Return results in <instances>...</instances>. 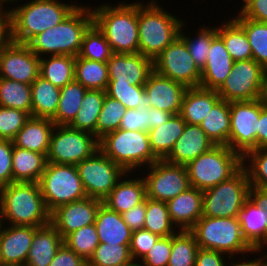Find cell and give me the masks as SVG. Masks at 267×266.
Wrapping results in <instances>:
<instances>
[{"instance_id":"obj_1","label":"cell","mask_w":267,"mask_h":266,"mask_svg":"<svg viewBox=\"0 0 267 266\" xmlns=\"http://www.w3.org/2000/svg\"><path fill=\"white\" fill-rule=\"evenodd\" d=\"M70 3L61 0H27L24 4L9 8L10 40L28 44L36 35L61 23L79 6L78 2Z\"/></svg>"},{"instance_id":"obj_2","label":"cell","mask_w":267,"mask_h":266,"mask_svg":"<svg viewBox=\"0 0 267 266\" xmlns=\"http://www.w3.org/2000/svg\"><path fill=\"white\" fill-rule=\"evenodd\" d=\"M51 221L39 183L12 182L0 187V223L42 227Z\"/></svg>"},{"instance_id":"obj_3","label":"cell","mask_w":267,"mask_h":266,"mask_svg":"<svg viewBox=\"0 0 267 266\" xmlns=\"http://www.w3.org/2000/svg\"><path fill=\"white\" fill-rule=\"evenodd\" d=\"M126 2L91 6L93 23L104 34L113 53H139L138 1Z\"/></svg>"},{"instance_id":"obj_4","label":"cell","mask_w":267,"mask_h":266,"mask_svg":"<svg viewBox=\"0 0 267 266\" xmlns=\"http://www.w3.org/2000/svg\"><path fill=\"white\" fill-rule=\"evenodd\" d=\"M93 24L91 4L80 5L61 23L36 35L27 45L40 58L53 55L78 56L84 33Z\"/></svg>"},{"instance_id":"obj_5","label":"cell","mask_w":267,"mask_h":266,"mask_svg":"<svg viewBox=\"0 0 267 266\" xmlns=\"http://www.w3.org/2000/svg\"><path fill=\"white\" fill-rule=\"evenodd\" d=\"M167 11L158 0L138 1L139 53L152 60L179 36L184 22Z\"/></svg>"},{"instance_id":"obj_6","label":"cell","mask_w":267,"mask_h":266,"mask_svg":"<svg viewBox=\"0 0 267 266\" xmlns=\"http://www.w3.org/2000/svg\"><path fill=\"white\" fill-rule=\"evenodd\" d=\"M199 248L214 250L229 257L256 255L262 250H254L245 240L237 217L215 218L202 216L190 230Z\"/></svg>"},{"instance_id":"obj_7","label":"cell","mask_w":267,"mask_h":266,"mask_svg":"<svg viewBox=\"0 0 267 266\" xmlns=\"http://www.w3.org/2000/svg\"><path fill=\"white\" fill-rule=\"evenodd\" d=\"M99 149L126 172L137 170L138 174V170L159 160L151 150L149 134L144 131L119 128L99 139Z\"/></svg>"},{"instance_id":"obj_8","label":"cell","mask_w":267,"mask_h":266,"mask_svg":"<svg viewBox=\"0 0 267 266\" xmlns=\"http://www.w3.org/2000/svg\"><path fill=\"white\" fill-rule=\"evenodd\" d=\"M185 167L190 186L204 191L235 175L243 167V157L228 146H214Z\"/></svg>"},{"instance_id":"obj_9","label":"cell","mask_w":267,"mask_h":266,"mask_svg":"<svg viewBox=\"0 0 267 266\" xmlns=\"http://www.w3.org/2000/svg\"><path fill=\"white\" fill-rule=\"evenodd\" d=\"M250 187L248 172L242 167L230 179L203 191L202 216L237 217L249 199Z\"/></svg>"},{"instance_id":"obj_10","label":"cell","mask_w":267,"mask_h":266,"mask_svg":"<svg viewBox=\"0 0 267 266\" xmlns=\"http://www.w3.org/2000/svg\"><path fill=\"white\" fill-rule=\"evenodd\" d=\"M39 185L50 212L87 197L76 165L47 163Z\"/></svg>"},{"instance_id":"obj_11","label":"cell","mask_w":267,"mask_h":266,"mask_svg":"<svg viewBox=\"0 0 267 266\" xmlns=\"http://www.w3.org/2000/svg\"><path fill=\"white\" fill-rule=\"evenodd\" d=\"M99 150V139L88 132L55 125L51 135L47 162L77 165Z\"/></svg>"},{"instance_id":"obj_12","label":"cell","mask_w":267,"mask_h":266,"mask_svg":"<svg viewBox=\"0 0 267 266\" xmlns=\"http://www.w3.org/2000/svg\"><path fill=\"white\" fill-rule=\"evenodd\" d=\"M87 197L103 201L126 171L100 149L76 165Z\"/></svg>"},{"instance_id":"obj_13","label":"cell","mask_w":267,"mask_h":266,"mask_svg":"<svg viewBox=\"0 0 267 266\" xmlns=\"http://www.w3.org/2000/svg\"><path fill=\"white\" fill-rule=\"evenodd\" d=\"M266 73L267 70L253 59L236 61L216 92L227 102L259 100Z\"/></svg>"},{"instance_id":"obj_14","label":"cell","mask_w":267,"mask_h":266,"mask_svg":"<svg viewBox=\"0 0 267 266\" xmlns=\"http://www.w3.org/2000/svg\"><path fill=\"white\" fill-rule=\"evenodd\" d=\"M143 170H148L139 172L144 176L147 198L167 203L191 187L184 165L158 160Z\"/></svg>"},{"instance_id":"obj_15","label":"cell","mask_w":267,"mask_h":266,"mask_svg":"<svg viewBox=\"0 0 267 266\" xmlns=\"http://www.w3.org/2000/svg\"><path fill=\"white\" fill-rule=\"evenodd\" d=\"M153 66L158 74L187 88L200 86L201 70L179 36L153 60Z\"/></svg>"},{"instance_id":"obj_16","label":"cell","mask_w":267,"mask_h":266,"mask_svg":"<svg viewBox=\"0 0 267 266\" xmlns=\"http://www.w3.org/2000/svg\"><path fill=\"white\" fill-rule=\"evenodd\" d=\"M230 124L229 147L244 157L256 149L260 117V101L229 102Z\"/></svg>"},{"instance_id":"obj_17","label":"cell","mask_w":267,"mask_h":266,"mask_svg":"<svg viewBox=\"0 0 267 266\" xmlns=\"http://www.w3.org/2000/svg\"><path fill=\"white\" fill-rule=\"evenodd\" d=\"M40 58L27 44L10 41L0 51V78L31 85L39 76Z\"/></svg>"},{"instance_id":"obj_18","label":"cell","mask_w":267,"mask_h":266,"mask_svg":"<svg viewBox=\"0 0 267 266\" xmlns=\"http://www.w3.org/2000/svg\"><path fill=\"white\" fill-rule=\"evenodd\" d=\"M103 201L86 197L63 204L51 212L50 223L64 239L68 234L95 223L97 211Z\"/></svg>"},{"instance_id":"obj_19","label":"cell","mask_w":267,"mask_h":266,"mask_svg":"<svg viewBox=\"0 0 267 266\" xmlns=\"http://www.w3.org/2000/svg\"><path fill=\"white\" fill-rule=\"evenodd\" d=\"M109 82L144 85L154 71L153 60L140 54L113 53L107 61Z\"/></svg>"},{"instance_id":"obj_20","label":"cell","mask_w":267,"mask_h":266,"mask_svg":"<svg viewBox=\"0 0 267 266\" xmlns=\"http://www.w3.org/2000/svg\"><path fill=\"white\" fill-rule=\"evenodd\" d=\"M36 228L0 223V266H25Z\"/></svg>"},{"instance_id":"obj_21","label":"cell","mask_w":267,"mask_h":266,"mask_svg":"<svg viewBox=\"0 0 267 266\" xmlns=\"http://www.w3.org/2000/svg\"><path fill=\"white\" fill-rule=\"evenodd\" d=\"M187 87L153 71L144 84L148 108L154 107L177 115Z\"/></svg>"},{"instance_id":"obj_22","label":"cell","mask_w":267,"mask_h":266,"mask_svg":"<svg viewBox=\"0 0 267 266\" xmlns=\"http://www.w3.org/2000/svg\"><path fill=\"white\" fill-rule=\"evenodd\" d=\"M215 145L199 125L186 124L166 162L186 166L193 159L211 150Z\"/></svg>"},{"instance_id":"obj_23","label":"cell","mask_w":267,"mask_h":266,"mask_svg":"<svg viewBox=\"0 0 267 266\" xmlns=\"http://www.w3.org/2000/svg\"><path fill=\"white\" fill-rule=\"evenodd\" d=\"M171 221L179 231H190L202 217L203 191L190 187L167 202Z\"/></svg>"},{"instance_id":"obj_24","label":"cell","mask_w":267,"mask_h":266,"mask_svg":"<svg viewBox=\"0 0 267 266\" xmlns=\"http://www.w3.org/2000/svg\"><path fill=\"white\" fill-rule=\"evenodd\" d=\"M133 174L135 175L136 172H126L118 181L116 187L103 200V204L110 210L122 214L144 202L147 198L146 184L143 176L141 178L140 175L137 176L136 174L135 177L132 176Z\"/></svg>"},{"instance_id":"obj_25","label":"cell","mask_w":267,"mask_h":266,"mask_svg":"<svg viewBox=\"0 0 267 266\" xmlns=\"http://www.w3.org/2000/svg\"><path fill=\"white\" fill-rule=\"evenodd\" d=\"M234 60L217 34L211 41L206 65L201 70L200 87L217 90L230 74Z\"/></svg>"},{"instance_id":"obj_26","label":"cell","mask_w":267,"mask_h":266,"mask_svg":"<svg viewBox=\"0 0 267 266\" xmlns=\"http://www.w3.org/2000/svg\"><path fill=\"white\" fill-rule=\"evenodd\" d=\"M54 128L51 119L31 116L12 140L13 144L47 156Z\"/></svg>"},{"instance_id":"obj_27","label":"cell","mask_w":267,"mask_h":266,"mask_svg":"<svg viewBox=\"0 0 267 266\" xmlns=\"http://www.w3.org/2000/svg\"><path fill=\"white\" fill-rule=\"evenodd\" d=\"M242 234L246 242L254 250H264L267 247V215L248 199L237 215Z\"/></svg>"},{"instance_id":"obj_28","label":"cell","mask_w":267,"mask_h":266,"mask_svg":"<svg viewBox=\"0 0 267 266\" xmlns=\"http://www.w3.org/2000/svg\"><path fill=\"white\" fill-rule=\"evenodd\" d=\"M62 244L63 238L51 223L37 227L25 266H49Z\"/></svg>"},{"instance_id":"obj_29","label":"cell","mask_w":267,"mask_h":266,"mask_svg":"<svg viewBox=\"0 0 267 266\" xmlns=\"http://www.w3.org/2000/svg\"><path fill=\"white\" fill-rule=\"evenodd\" d=\"M94 224L100 243L130 245L133 231L121 214L110 210L103 203L97 211Z\"/></svg>"},{"instance_id":"obj_30","label":"cell","mask_w":267,"mask_h":266,"mask_svg":"<svg viewBox=\"0 0 267 266\" xmlns=\"http://www.w3.org/2000/svg\"><path fill=\"white\" fill-rule=\"evenodd\" d=\"M221 99L216 90L202 87L187 88L179 115L186 124L200 125L213 106Z\"/></svg>"},{"instance_id":"obj_31","label":"cell","mask_w":267,"mask_h":266,"mask_svg":"<svg viewBox=\"0 0 267 266\" xmlns=\"http://www.w3.org/2000/svg\"><path fill=\"white\" fill-rule=\"evenodd\" d=\"M47 156L13 145V182L39 183L47 165Z\"/></svg>"},{"instance_id":"obj_32","label":"cell","mask_w":267,"mask_h":266,"mask_svg":"<svg viewBox=\"0 0 267 266\" xmlns=\"http://www.w3.org/2000/svg\"><path fill=\"white\" fill-rule=\"evenodd\" d=\"M185 125L186 122L177 114L172 115L163 125L148 131L151 150L159 160H164L170 154Z\"/></svg>"},{"instance_id":"obj_33","label":"cell","mask_w":267,"mask_h":266,"mask_svg":"<svg viewBox=\"0 0 267 266\" xmlns=\"http://www.w3.org/2000/svg\"><path fill=\"white\" fill-rule=\"evenodd\" d=\"M60 90L39 75L31 84V116L52 119L57 112Z\"/></svg>"},{"instance_id":"obj_34","label":"cell","mask_w":267,"mask_h":266,"mask_svg":"<svg viewBox=\"0 0 267 266\" xmlns=\"http://www.w3.org/2000/svg\"><path fill=\"white\" fill-rule=\"evenodd\" d=\"M199 126L215 146L229 147L231 130L229 102L220 99Z\"/></svg>"},{"instance_id":"obj_35","label":"cell","mask_w":267,"mask_h":266,"mask_svg":"<svg viewBox=\"0 0 267 266\" xmlns=\"http://www.w3.org/2000/svg\"><path fill=\"white\" fill-rule=\"evenodd\" d=\"M221 20L217 34L223 39L226 50L236 61L253 59L250 43L243 28L231 17Z\"/></svg>"},{"instance_id":"obj_36","label":"cell","mask_w":267,"mask_h":266,"mask_svg":"<svg viewBox=\"0 0 267 266\" xmlns=\"http://www.w3.org/2000/svg\"><path fill=\"white\" fill-rule=\"evenodd\" d=\"M75 57L53 55L40 57L39 75L59 88L74 80Z\"/></svg>"},{"instance_id":"obj_37","label":"cell","mask_w":267,"mask_h":266,"mask_svg":"<svg viewBox=\"0 0 267 266\" xmlns=\"http://www.w3.org/2000/svg\"><path fill=\"white\" fill-rule=\"evenodd\" d=\"M105 94V91L102 90L87 89L79 111L69 126L96 136L98 116L103 106Z\"/></svg>"},{"instance_id":"obj_38","label":"cell","mask_w":267,"mask_h":266,"mask_svg":"<svg viewBox=\"0 0 267 266\" xmlns=\"http://www.w3.org/2000/svg\"><path fill=\"white\" fill-rule=\"evenodd\" d=\"M86 90L75 79L61 88L57 112L51 119L55 125H70L73 122Z\"/></svg>"},{"instance_id":"obj_39","label":"cell","mask_w":267,"mask_h":266,"mask_svg":"<svg viewBox=\"0 0 267 266\" xmlns=\"http://www.w3.org/2000/svg\"><path fill=\"white\" fill-rule=\"evenodd\" d=\"M74 79L86 89L105 91L109 83L107 62L75 57Z\"/></svg>"},{"instance_id":"obj_40","label":"cell","mask_w":267,"mask_h":266,"mask_svg":"<svg viewBox=\"0 0 267 266\" xmlns=\"http://www.w3.org/2000/svg\"><path fill=\"white\" fill-rule=\"evenodd\" d=\"M187 20L183 22L179 31V37L185 42L190 55L194 59L195 64L199 67L200 70L206 65V60L208 57L209 49L211 46L212 39L217 35V26H203L200 25L198 32L195 33L194 37L184 32L185 24Z\"/></svg>"},{"instance_id":"obj_41","label":"cell","mask_w":267,"mask_h":266,"mask_svg":"<svg viewBox=\"0 0 267 266\" xmlns=\"http://www.w3.org/2000/svg\"><path fill=\"white\" fill-rule=\"evenodd\" d=\"M232 18L243 28L250 43L252 57L267 70V23L244 18L238 11ZM234 16V17H233Z\"/></svg>"},{"instance_id":"obj_42","label":"cell","mask_w":267,"mask_h":266,"mask_svg":"<svg viewBox=\"0 0 267 266\" xmlns=\"http://www.w3.org/2000/svg\"><path fill=\"white\" fill-rule=\"evenodd\" d=\"M144 230L160 237L172 236L179 230L171 221L166 202L146 198Z\"/></svg>"},{"instance_id":"obj_43","label":"cell","mask_w":267,"mask_h":266,"mask_svg":"<svg viewBox=\"0 0 267 266\" xmlns=\"http://www.w3.org/2000/svg\"><path fill=\"white\" fill-rule=\"evenodd\" d=\"M0 106L21 110L31 115V85L0 78Z\"/></svg>"},{"instance_id":"obj_44","label":"cell","mask_w":267,"mask_h":266,"mask_svg":"<svg viewBox=\"0 0 267 266\" xmlns=\"http://www.w3.org/2000/svg\"><path fill=\"white\" fill-rule=\"evenodd\" d=\"M199 250L191 231H178L172 235V249L167 266H195Z\"/></svg>"},{"instance_id":"obj_45","label":"cell","mask_w":267,"mask_h":266,"mask_svg":"<svg viewBox=\"0 0 267 266\" xmlns=\"http://www.w3.org/2000/svg\"><path fill=\"white\" fill-rule=\"evenodd\" d=\"M113 54L104 34L93 23L84 33L79 57L99 62H107Z\"/></svg>"},{"instance_id":"obj_46","label":"cell","mask_w":267,"mask_h":266,"mask_svg":"<svg viewBox=\"0 0 267 266\" xmlns=\"http://www.w3.org/2000/svg\"><path fill=\"white\" fill-rule=\"evenodd\" d=\"M129 246L100 243L88 262L98 266H136Z\"/></svg>"},{"instance_id":"obj_47","label":"cell","mask_w":267,"mask_h":266,"mask_svg":"<svg viewBox=\"0 0 267 266\" xmlns=\"http://www.w3.org/2000/svg\"><path fill=\"white\" fill-rule=\"evenodd\" d=\"M105 93L119 101L126 109L148 108L147 94L144 91V85L109 82Z\"/></svg>"},{"instance_id":"obj_48","label":"cell","mask_w":267,"mask_h":266,"mask_svg":"<svg viewBox=\"0 0 267 266\" xmlns=\"http://www.w3.org/2000/svg\"><path fill=\"white\" fill-rule=\"evenodd\" d=\"M63 243L85 261H88L100 244L95 224L84 226L68 234L63 239Z\"/></svg>"},{"instance_id":"obj_49","label":"cell","mask_w":267,"mask_h":266,"mask_svg":"<svg viewBox=\"0 0 267 266\" xmlns=\"http://www.w3.org/2000/svg\"><path fill=\"white\" fill-rule=\"evenodd\" d=\"M126 107L116 99L105 94L101 112L96 126V137L102 138L105 134L119 129Z\"/></svg>"},{"instance_id":"obj_50","label":"cell","mask_w":267,"mask_h":266,"mask_svg":"<svg viewBox=\"0 0 267 266\" xmlns=\"http://www.w3.org/2000/svg\"><path fill=\"white\" fill-rule=\"evenodd\" d=\"M248 162V163H247ZM251 186L267 190V149H253L243 157Z\"/></svg>"},{"instance_id":"obj_51","label":"cell","mask_w":267,"mask_h":266,"mask_svg":"<svg viewBox=\"0 0 267 266\" xmlns=\"http://www.w3.org/2000/svg\"><path fill=\"white\" fill-rule=\"evenodd\" d=\"M30 117L27 112L0 106V139L13 140Z\"/></svg>"},{"instance_id":"obj_52","label":"cell","mask_w":267,"mask_h":266,"mask_svg":"<svg viewBox=\"0 0 267 266\" xmlns=\"http://www.w3.org/2000/svg\"><path fill=\"white\" fill-rule=\"evenodd\" d=\"M172 249V236L160 237L136 266H167Z\"/></svg>"},{"instance_id":"obj_53","label":"cell","mask_w":267,"mask_h":266,"mask_svg":"<svg viewBox=\"0 0 267 266\" xmlns=\"http://www.w3.org/2000/svg\"><path fill=\"white\" fill-rule=\"evenodd\" d=\"M159 238V235L144 229L133 231L129 247L135 264L145 256Z\"/></svg>"},{"instance_id":"obj_54","label":"cell","mask_w":267,"mask_h":266,"mask_svg":"<svg viewBox=\"0 0 267 266\" xmlns=\"http://www.w3.org/2000/svg\"><path fill=\"white\" fill-rule=\"evenodd\" d=\"M13 141L0 139V187L13 182L12 153Z\"/></svg>"},{"instance_id":"obj_55","label":"cell","mask_w":267,"mask_h":266,"mask_svg":"<svg viewBox=\"0 0 267 266\" xmlns=\"http://www.w3.org/2000/svg\"><path fill=\"white\" fill-rule=\"evenodd\" d=\"M148 108L126 109L122 117L120 129L144 131L148 133Z\"/></svg>"},{"instance_id":"obj_56","label":"cell","mask_w":267,"mask_h":266,"mask_svg":"<svg viewBox=\"0 0 267 266\" xmlns=\"http://www.w3.org/2000/svg\"><path fill=\"white\" fill-rule=\"evenodd\" d=\"M238 12L256 22L267 23V0H249Z\"/></svg>"},{"instance_id":"obj_57","label":"cell","mask_w":267,"mask_h":266,"mask_svg":"<svg viewBox=\"0 0 267 266\" xmlns=\"http://www.w3.org/2000/svg\"><path fill=\"white\" fill-rule=\"evenodd\" d=\"M85 262L82 257L63 243L49 266H84Z\"/></svg>"},{"instance_id":"obj_58","label":"cell","mask_w":267,"mask_h":266,"mask_svg":"<svg viewBox=\"0 0 267 266\" xmlns=\"http://www.w3.org/2000/svg\"><path fill=\"white\" fill-rule=\"evenodd\" d=\"M121 216L132 231L143 229L146 216V199L139 205L123 212Z\"/></svg>"},{"instance_id":"obj_59","label":"cell","mask_w":267,"mask_h":266,"mask_svg":"<svg viewBox=\"0 0 267 266\" xmlns=\"http://www.w3.org/2000/svg\"><path fill=\"white\" fill-rule=\"evenodd\" d=\"M226 258L229 256L224 253L199 248L195 266H226L228 262Z\"/></svg>"},{"instance_id":"obj_60","label":"cell","mask_w":267,"mask_h":266,"mask_svg":"<svg viewBox=\"0 0 267 266\" xmlns=\"http://www.w3.org/2000/svg\"><path fill=\"white\" fill-rule=\"evenodd\" d=\"M256 149H267V109H264L261 103Z\"/></svg>"},{"instance_id":"obj_61","label":"cell","mask_w":267,"mask_h":266,"mask_svg":"<svg viewBox=\"0 0 267 266\" xmlns=\"http://www.w3.org/2000/svg\"><path fill=\"white\" fill-rule=\"evenodd\" d=\"M171 113L160 110L158 108L149 107L148 108V131L163 125L170 117Z\"/></svg>"},{"instance_id":"obj_62","label":"cell","mask_w":267,"mask_h":266,"mask_svg":"<svg viewBox=\"0 0 267 266\" xmlns=\"http://www.w3.org/2000/svg\"><path fill=\"white\" fill-rule=\"evenodd\" d=\"M9 12L0 10V51L10 42Z\"/></svg>"},{"instance_id":"obj_63","label":"cell","mask_w":267,"mask_h":266,"mask_svg":"<svg viewBox=\"0 0 267 266\" xmlns=\"http://www.w3.org/2000/svg\"><path fill=\"white\" fill-rule=\"evenodd\" d=\"M249 199L253 204L262 208L267 215V190L259 187L251 186L249 190Z\"/></svg>"},{"instance_id":"obj_64","label":"cell","mask_w":267,"mask_h":266,"mask_svg":"<svg viewBox=\"0 0 267 266\" xmlns=\"http://www.w3.org/2000/svg\"><path fill=\"white\" fill-rule=\"evenodd\" d=\"M239 257L240 258L236 257L238 259L237 260L238 262L235 261L236 260L235 256H234V258L233 257H229L228 258L229 262H227L226 266H257V257L254 258L253 260L250 259V260H247V261L244 260V259H246L247 255L246 256L242 255V257L240 255ZM232 258L234 259V261L232 260ZM242 260H244V261H242Z\"/></svg>"},{"instance_id":"obj_65","label":"cell","mask_w":267,"mask_h":266,"mask_svg":"<svg viewBox=\"0 0 267 266\" xmlns=\"http://www.w3.org/2000/svg\"><path fill=\"white\" fill-rule=\"evenodd\" d=\"M259 101L264 109H267V73L262 83Z\"/></svg>"},{"instance_id":"obj_66","label":"cell","mask_w":267,"mask_h":266,"mask_svg":"<svg viewBox=\"0 0 267 266\" xmlns=\"http://www.w3.org/2000/svg\"><path fill=\"white\" fill-rule=\"evenodd\" d=\"M17 1H18V2H17ZM19 1H20V2H19ZM21 1L23 2L24 0H0V10H4V11L9 12V9H8L9 7H7V5H6L7 3H8V4H10V3L13 4V3L15 2L14 4H16V2H17V3H21ZM4 6H5L7 9H5Z\"/></svg>"},{"instance_id":"obj_67","label":"cell","mask_w":267,"mask_h":266,"mask_svg":"<svg viewBox=\"0 0 267 266\" xmlns=\"http://www.w3.org/2000/svg\"><path fill=\"white\" fill-rule=\"evenodd\" d=\"M257 257V266H267V252Z\"/></svg>"},{"instance_id":"obj_68","label":"cell","mask_w":267,"mask_h":266,"mask_svg":"<svg viewBox=\"0 0 267 266\" xmlns=\"http://www.w3.org/2000/svg\"><path fill=\"white\" fill-rule=\"evenodd\" d=\"M249 0H242L240 3H242V4H240L239 5V9H241L247 2H248ZM242 5V6H241ZM241 6V7H240Z\"/></svg>"},{"instance_id":"obj_69","label":"cell","mask_w":267,"mask_h":266,"mask_svg":"<svg viewBox=\"0 0 267 266\" xmlns=\"http://www.w3.org/2000/svg\"><path fill=\"white\" fill-rule=\"evenodd\" d=\"M84 266H98V265H95V264H92V263L86 261Z\"/></svg>"}]
</instances>
